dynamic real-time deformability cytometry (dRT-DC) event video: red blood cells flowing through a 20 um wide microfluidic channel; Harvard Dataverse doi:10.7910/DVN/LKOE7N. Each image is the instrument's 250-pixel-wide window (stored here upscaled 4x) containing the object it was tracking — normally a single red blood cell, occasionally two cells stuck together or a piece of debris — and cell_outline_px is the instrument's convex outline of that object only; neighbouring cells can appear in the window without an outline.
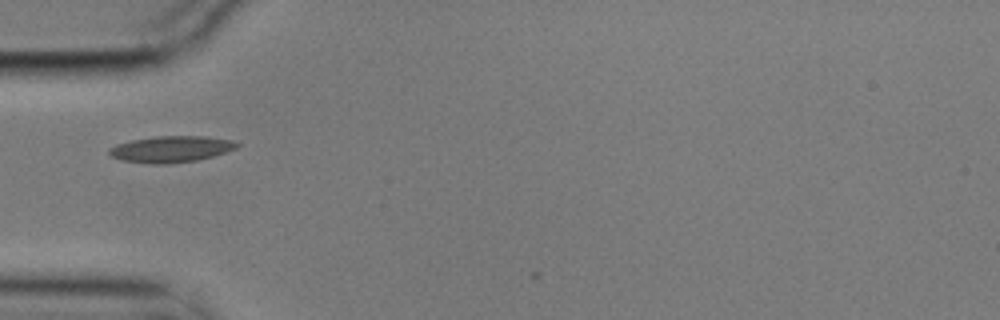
{"species": "common noctule bat (a hibernating species)", "species_latin": "Nyctalus noctula", "temperature_condition": "cold", "stored_images_in_passage": 1, "camera_frame_rate_fps": 3000, "um_per_image_px": 0.085, "animal": {"sex": "male", "body_mass_g": 17.9}, "frame": {"image": 1, "passage_image": 1, "time_ms": 0.0, "image_size_px": [1000, 320], "cell_outline_px": [[240, 144], [236, 148], [212, 156], [196, 160], [164, 164], [156, 164], [120, 160], [112, 156], [108, 152], [108, 148], [116, 144], [132, 140], [156, 136], [204, 136], [232, 140]], "centroid_in_image_um": [14.51, 12.67], "position_along_channel_um": 70.5, "area_um2": 19.42}}